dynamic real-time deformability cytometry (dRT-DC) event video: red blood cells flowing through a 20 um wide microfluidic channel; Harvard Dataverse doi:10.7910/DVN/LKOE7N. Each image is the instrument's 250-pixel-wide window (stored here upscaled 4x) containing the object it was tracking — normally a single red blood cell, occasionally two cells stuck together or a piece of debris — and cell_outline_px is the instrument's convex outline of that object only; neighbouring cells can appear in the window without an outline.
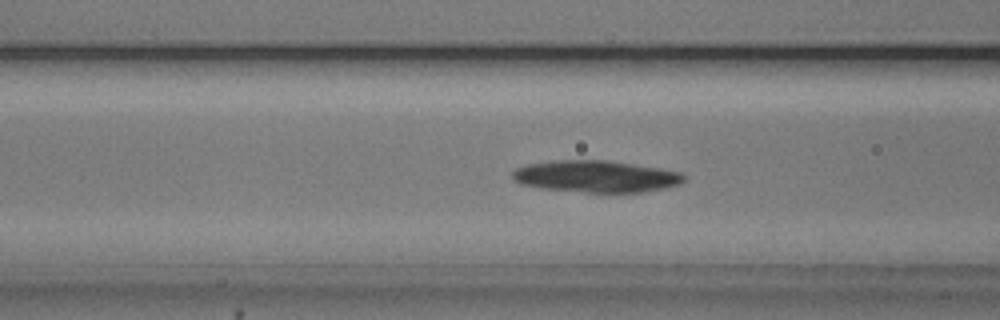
{"species": "common noctule bat (a hibernating species)", "species_latin": "Nyctalus noctula", "temperature_condition": "cold", "stored_images_in_passage": 45, "camera_frame_rate_fps": 3000, "um_per_image_px": 0.085, "animal": {"sex": "male", "body_mass_g": 20.5, "forearm_length_mm": 52.5}, "frame": {"image": 1, "passage_image": 12, "time_ms": 3.667, "image_size_px": [1000, 320], "cell_outline_px": [[688, 176], [680, 184], [664, 188], [640, 192], [588, 192], [540, 188], [520, 184], [512, 180], [512, 172], [516, 168], [528, 164], [552, 160], [608, 160], [660, 168], [680, 172]], "centroid_in_image_um": [50.64, 14.99], "position_along_channel_um": 116.0, "area_um2": 31.91}}
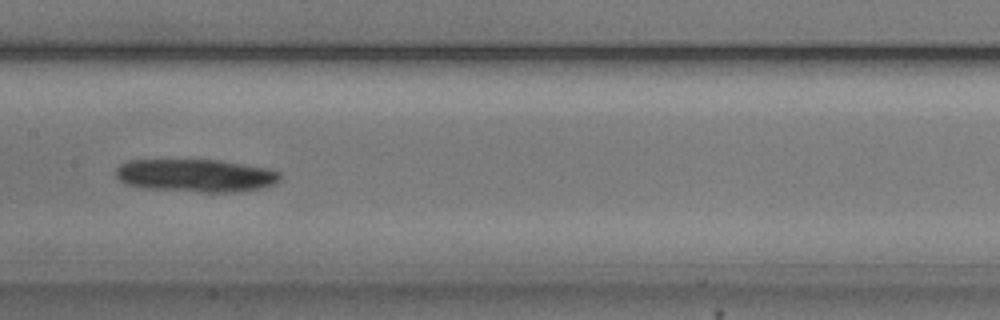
{"frame": {"image": 2, "passage_image": 18, "time_ms": 5.667, "image_size_px": [1000, 320], "cell_outline_px": [[280, 180], [272, 184], [260, 188], [232, 192], [200, 192], [144, 188], [124, 184], [116, 176], [116, 168], [120, 164], [128, 160], [220, 160], [268, 168], [280, 172]], "centroid_in_image_um": [16.61, 14.91], "position_along_channel_um": 190.8, "area_um2": 31.5}}
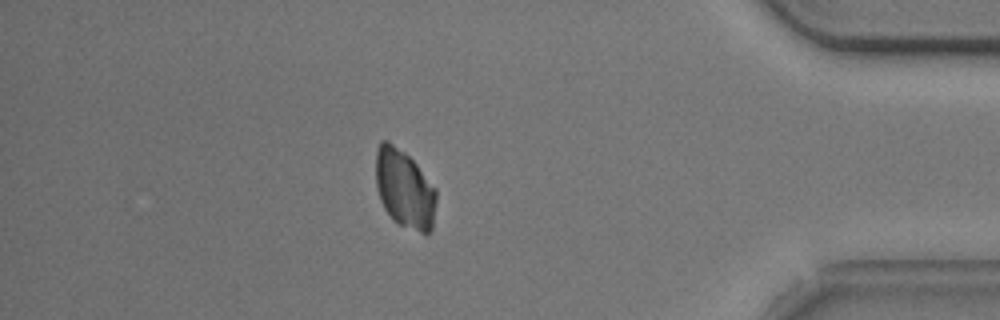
{"frame": {"image": 3, "passage_image": 38, "time_ms": 12.333, "image_size_px": [1000, 320], "cell_outline_px": [[436, 200], [432, 228], [428, 232], [420, 232], [400, 224], [384, 208], [380, 200], [376, 188], [376, 152], [380, 140], [388, 140], [404, 152], [416, 164], [436, 188]], "centroid_in_image_um": [34.37, 16.01], "position_along_channel_um": 400.8, "area_um2": 27.34}}